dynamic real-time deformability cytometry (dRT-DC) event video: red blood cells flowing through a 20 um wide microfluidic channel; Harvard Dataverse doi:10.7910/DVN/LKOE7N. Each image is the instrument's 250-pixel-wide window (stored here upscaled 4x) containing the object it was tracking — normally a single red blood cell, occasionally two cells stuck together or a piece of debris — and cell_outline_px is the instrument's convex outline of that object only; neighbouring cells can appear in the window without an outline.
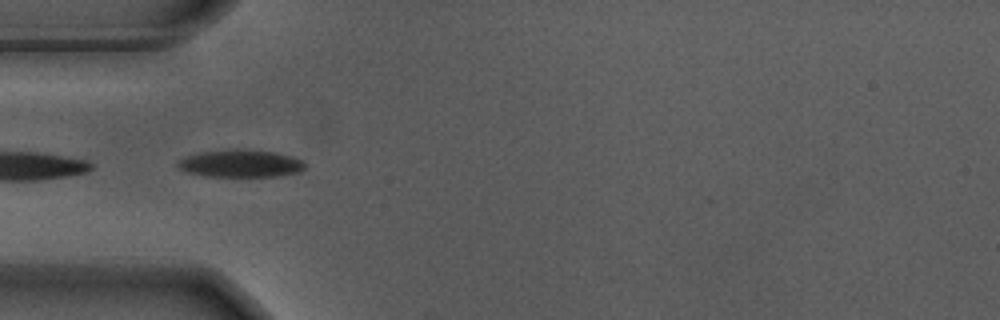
{"species": "Egyptian fruit bat (a non-hibernating species)", "species_latin": "Rousettus aegyptiacus", "temperature_condition": "warm", "stored_images_in_passage": 10, "camera_frame_rate_fps": 3000, "um_per_image_px": 0.085, "animal": {"sex": "male"}, "frame": {"image": 1, "passage_image": 7, "time_ms": 2.0, "image_size_px": [1000, 320], "cell_outline_px": [[304, 168], [300, 172], [276, 176], [204, 176], [188, 172], [180, 168], [176, 164], [180, 160], [196, 152], [232, 148], [236, 148], [276, 152], [292, 156], [304, 160]], "centroid_in_image_um": [20.47, 13.88], "position_along_channel_um": 64.5, "area_um2": 20.52}}